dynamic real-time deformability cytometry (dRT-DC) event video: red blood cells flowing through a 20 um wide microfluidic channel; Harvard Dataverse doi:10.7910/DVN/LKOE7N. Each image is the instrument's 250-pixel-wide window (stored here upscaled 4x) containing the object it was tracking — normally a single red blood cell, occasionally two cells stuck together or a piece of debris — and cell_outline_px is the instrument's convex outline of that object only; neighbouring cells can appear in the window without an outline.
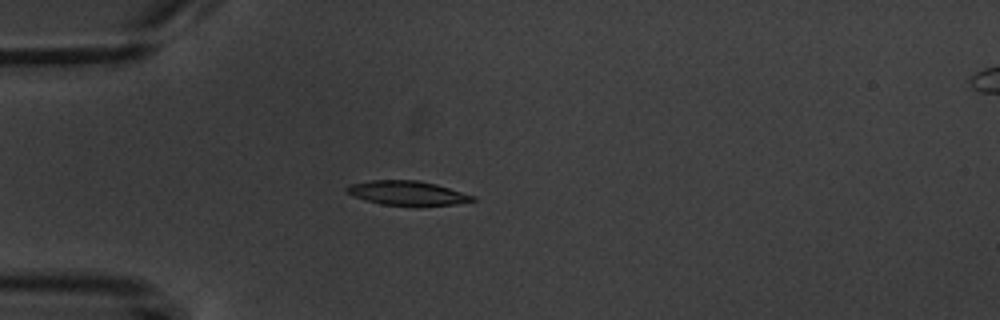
{"species": "common noctule bat (a hibernating species)", "species_latin": "Nyctalus noctula", "temperature_condition": "warm", "stored_images_in_passage": 10, "camera_frame_rate_fps": 3000, "um_per_image_px": 0.085, "animal": {"sex": "male", "body_mass_g": 20.1, "forearm_length_mm": 53.5}, "frame": {"image": 1, "passage_image": 4, "time_ms": 4.667, "image_size_px": [1000, 320], "cell_outline_px": [[476, 200], [456, 204], [420, 208], [380, 204], [352, 196], [344, 192], [344, 188], [348, 184], [372, 180], [416, 180], [436, 184], [476, 196]], "centroid_in_image_um": [34.61, 16.44], "position_along_channel_um": 50.4, "area_um2": 18.61}}
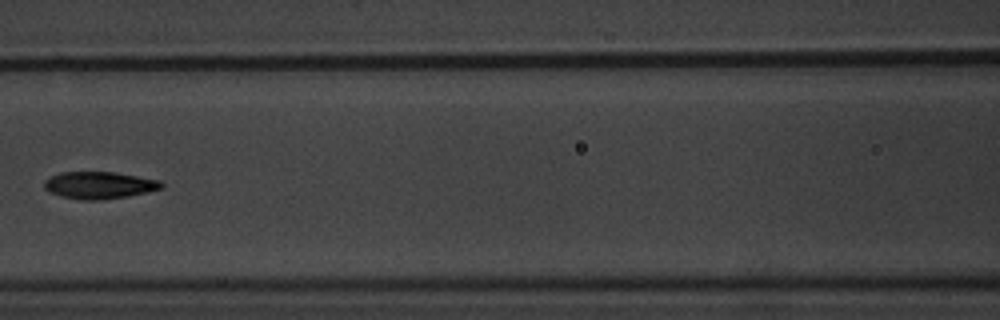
{"frame": {"image": 2, "passage_image": 7, "time_ms": 8.0, "image_size_px": [1000, 320], "cell_outline_px": [[164, 188], [148, 192], [128, 196], [104, 200], [80, 200], [60, 196], [48, 192], [44, 188], [44, 180], [60, 172], [116, 172], [160, 180], [164, 184]], "centroid_in_image_um": [8.45, 15.75], "position_along_channel_um": 158.2, "area_um2": 18.79}}
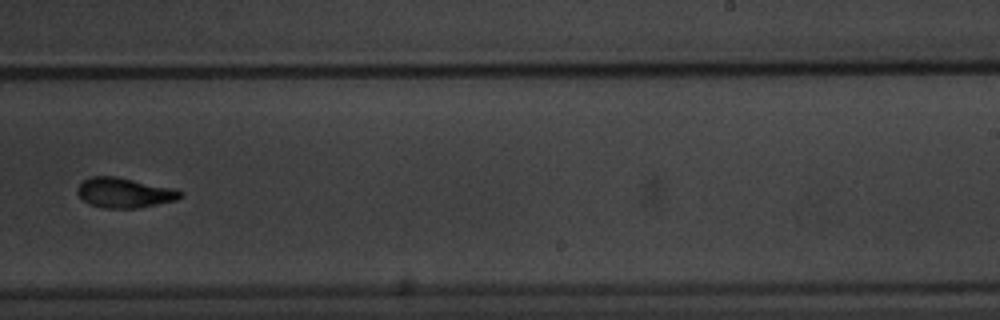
{"frame": {"image": 3, "passage_image": 10, "time_ms": 11.333, "image_size_px": [1000, 320], "cell_outline_px": [[184, 196], [176, 200], [136, 208], [104, 208], [88, 204], [76, 192], [76, 188], [84, 180], [92, 176], [116, 176], [176, 188], [184, 192]], "centroid_in_image_um": [10.6, 16.37], "position_along_channel_um": 278.4, "area_um2": 18.15}}